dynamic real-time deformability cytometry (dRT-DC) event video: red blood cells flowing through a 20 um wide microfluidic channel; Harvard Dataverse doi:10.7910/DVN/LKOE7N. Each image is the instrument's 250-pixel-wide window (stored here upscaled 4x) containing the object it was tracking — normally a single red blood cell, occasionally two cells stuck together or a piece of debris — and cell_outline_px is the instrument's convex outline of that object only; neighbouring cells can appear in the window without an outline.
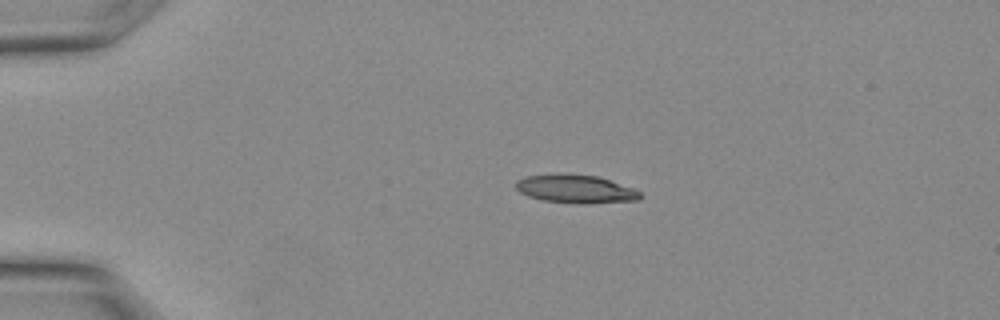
{"species": "Egyptian fruit bat (a non-hibernating species)", "species_latin": "Rousettus aegyptiacus", "temperature_condition": "warm", "stored_images_in_passage": 6, "camera_frame_rate_fps": 3000, "um_per_image_px": 0.085, "animal": {"sex": "female"}, "frame": {"image": 1, "passage_image": 1, "time_ms": 0.0, "image_size_px": [1000, 320], "cell_outline_px": [[640, 196], [636, 200], [544, 200], [528, 196], [520, 192], [516, 188], [516, 180], [528, 176], [556, 172], [596, 176], [632, 188], [640, 192]], "centroid_in_image_um": [48.79, 15.97], "position_along_channel_um": 36.2, "area_um2": 19.02}}
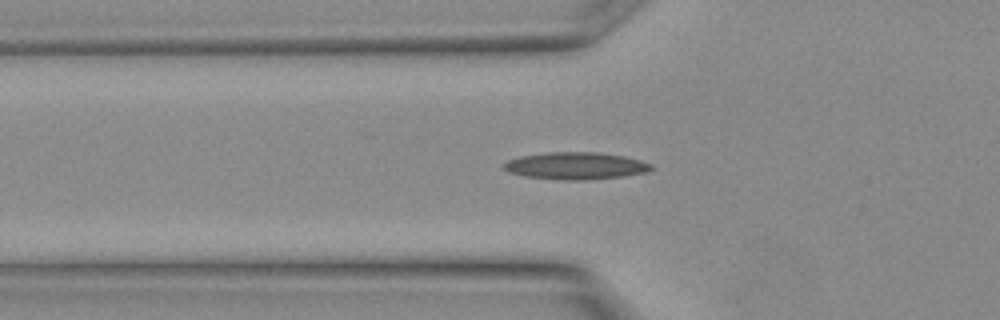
{"frame": {"image": 2, "passage_image": 5, "time_ms": 1.333, "image_size_px": [1000, 320], "cell_outline_px": [[652, 168], [648, 172], [624, 176], [584, 180], [568, 180], [524, 176], [508, 172], [500, 168], [500, 164], [508, 160], [520, 156], [548, 152], [596, 152], [624, 156], [640, 160], [652, 164]], "centroid_in_image_um": [48.89, 14.09], "position_along_channel_um": 76.9, "area_um2": 23.47}}